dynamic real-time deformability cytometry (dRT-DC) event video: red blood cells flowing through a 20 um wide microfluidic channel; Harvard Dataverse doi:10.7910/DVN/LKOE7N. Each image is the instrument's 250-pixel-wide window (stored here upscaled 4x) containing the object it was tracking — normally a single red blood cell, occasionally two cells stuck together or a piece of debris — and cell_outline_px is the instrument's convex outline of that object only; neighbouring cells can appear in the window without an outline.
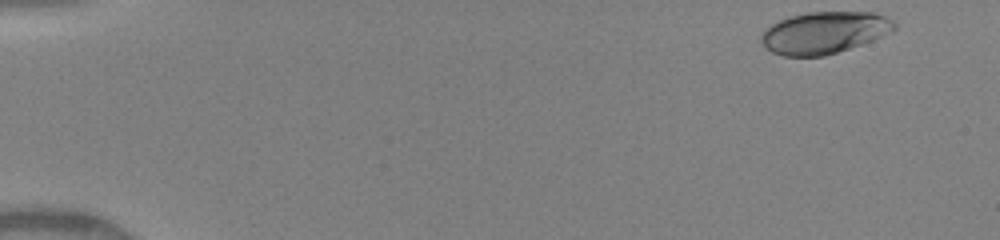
{"species": "human", "species_latin": "Homo sapiens", "temperature_condition": "warm", "stored_images_in_passage": 62, "camera_frame_rate_fps": 3000, "um_per_image_px": 0.085, "donor": {"sex": "female"}, "frame": {"image": 1, "passage_image": 1, "time_ms": 0.0, "image_size_px": [1000, 240], "cell_outline_px": [[896, 28], [872, 40], [824, 56], [784, 56], [772, 52], [760, 40], [760, 36], [764, 28], [780, 20], [792, 16], [808, 12], [872, 12], [884, 16], [892, 20], [896, 24]], "centroid_in_image_um": [70.02, 2.77], "position_along_channel_um": 15.0, "area_um2": 32.08}}
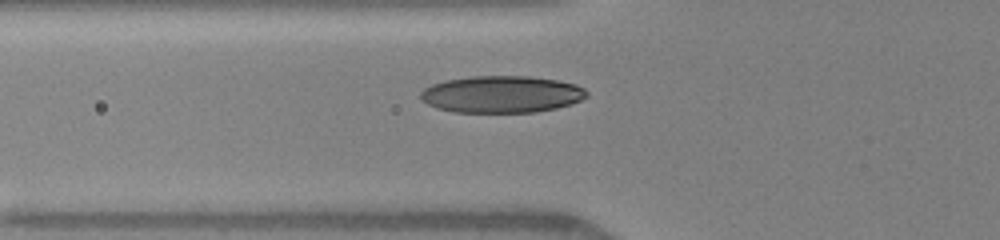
{"frame": {"image": 2, "passage_image": 22, "time_ms": 5.0, "image_size_px": [1000, 240], "cell_outline_px": [[588, 96], [572, 104], [556, 108], [536, 112], [456, 112], [436, 108], [428, 104], [420, 96], [420, 92], [424, 88], [432, 84], [444, 80], [472, 76], [528, 76], [560, 80], [576, 84], [584, 88], [588, 92]], "centroid_in_image_um": [42.66, 8.01], "position_along_channel_um": 83.1, "area_um2": 35.95}}
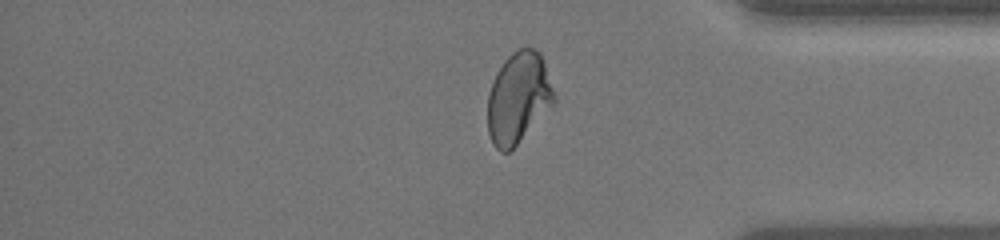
{"frame": {"image": 3, "passage_image": 51, "time_ms": 12.667, "image_size_px": [1000, 240], "cell_outline_px": [[556, 100], [516, 144], [508, 152], [500, 152], [492, 144], [488, 132], [488, 92], [496, 72], [504, 60], [512, 52], [520, 48], [532, 48], [540, 52], [556, 96]], "centroid_in_image_um": [44.03, 8.29], "position_along_channel_um": 391.2, "area_um2": 34.85}, "authors_computed_cell_mechanics": {"area_um2": 34.2465, "velocity_mm_per_s": 4.1647, "shape_relaxation_time_tau1_ms": 4.3008, "shape_relaxation_time_tau2_ms": 0.7786, "deformation_change_tau1": 0.1785, "deformation_change_tau2": 0.0621}}